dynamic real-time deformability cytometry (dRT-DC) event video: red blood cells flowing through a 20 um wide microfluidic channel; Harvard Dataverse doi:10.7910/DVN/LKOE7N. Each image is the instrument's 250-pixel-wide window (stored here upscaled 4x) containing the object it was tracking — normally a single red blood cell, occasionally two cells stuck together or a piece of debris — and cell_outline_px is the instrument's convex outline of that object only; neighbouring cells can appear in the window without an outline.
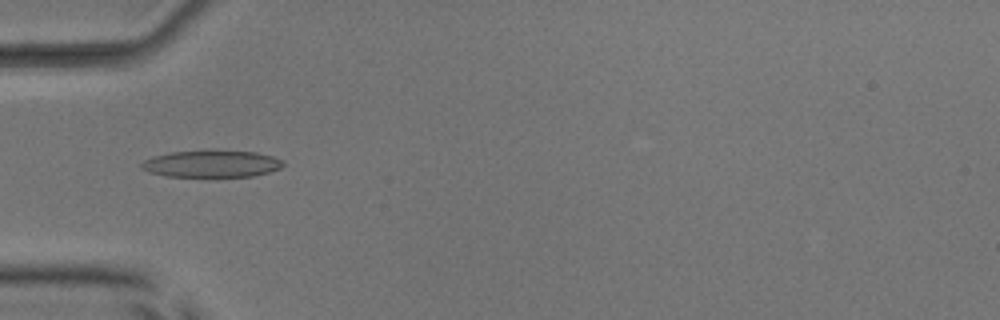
{"species": "common noctule bat (a hibernating species)", "species_latin": "Nyctalus noctula", "temperature_condition": "room temperature", "stored_images_in_passage": 51, "camera_frame_rate_fps": 3000, "um_per_image_px": 0.085, "animal": {"sex": "male", "body_mass_g": 17.9, "forearm_length_mm": 54.2}, "frame": {"image": 1, "passage_image": 17, "time_ms": 5.333, "image_size_px": [1000, 320], "cell_outline_px": [[284, 164], [280, 168], [268, 172], [252, 176], [168, 176], [148, 172], [140, 168], [140, 164], [144, 160], [152, 156], [172, 152], [212, 148], [256, 152], [272, 156], [284, 160]], "centroid_in_image_um": [17.98, 13.88], "position_along_channel_um": 67.0, "area_um2": 22.83}}
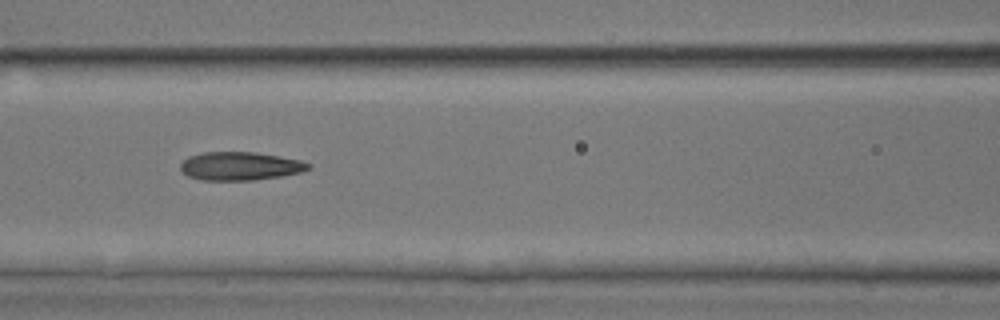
{"frame": {"image": 2, "passage_image": 23, "time_ms": 7.333, "image_size_px": [1000, 320], "cell_outline_px": [[312, 168], [300, 172], [280, 176], [252, 180], [200, 180], [188, 176], [180, 168], [180, 164], [188, 156], [204, 152], [256, 152], [300, 160], [312, 164]], "centroid_in_image_um": [20.41, 14.11], "position_along_channel_um": 146.2, "area_um2": 21.1}}
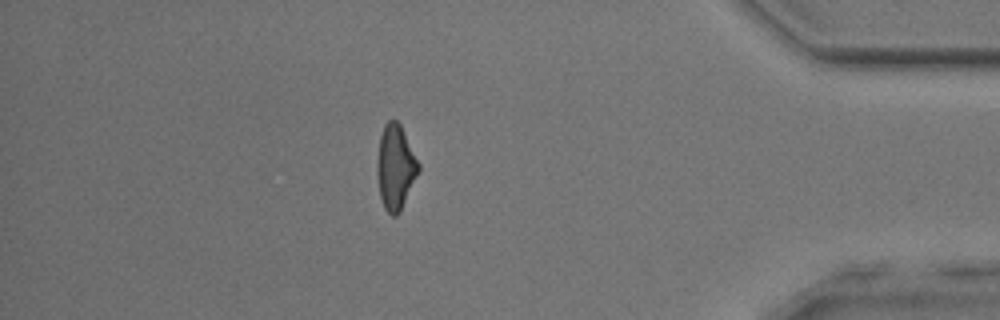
{"frame": {"image": 3, "passage_image": 45, "time_ms": 14.667, "image_size_px": [1000, 320], "cell_outline_px": [[420, 168], [400, 212], [396, 216], [392, 216], [384, 208], [380, 196], [376, 168], [376, 164], [380, 136], [384, 124], [388, 120], [396, 120], [400, 124], [420, 164]], "centroid_in_image_um": [33.6, 14.2], "position_along_channel_um": 401.6, "area_um2": 20.35}, "authors_computed_cell_mechanics": {"area_um2": 21.1548, "velocity_mm_per_s": 4.0013, "shape_relaxation_time_tau1_ms": 10.7896, "shape_relaxation_time_tau2_ms": 2.0416, "deformation_change_tau1": 0.2519, "deformation_change_tau2": 0.1048}}